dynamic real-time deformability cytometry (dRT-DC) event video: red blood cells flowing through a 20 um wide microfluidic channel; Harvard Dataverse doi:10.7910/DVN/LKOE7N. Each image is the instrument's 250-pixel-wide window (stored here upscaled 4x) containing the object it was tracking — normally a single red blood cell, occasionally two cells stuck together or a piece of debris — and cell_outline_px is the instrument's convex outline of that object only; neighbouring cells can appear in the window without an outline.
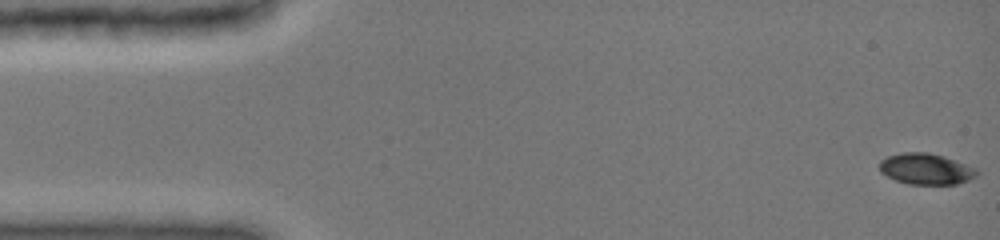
{"species": "common noctule bat (a hibernating species)", "species_latin": "Nyctalus noctula", "temperature_condition": "cold", "stored_images_in_passage": 48, "camera_frame_rate_fps": 3000, "um_per_image_px": 0.085, "animal": {"sex": "female", "body_mass_g": 19.0, "forearm_length_mm": 51.5}, "frame": {"image": 1, "passage_image": 1, "time_ms": 0.0, "image_size_px": [1000, 240], "cell_outline_px": [[980, 172], [976, 176], [968, 180], [956, 184], [908, 184], [896, 180], [880, 172], [880, 160], [888, 156], [904, 152], [928, 152], [944, 156], [976, 168]], "centroid_in_image_um": [78.72, 14.35], "position_along_channel_um": 6.3, "area_um2": 17.57}}
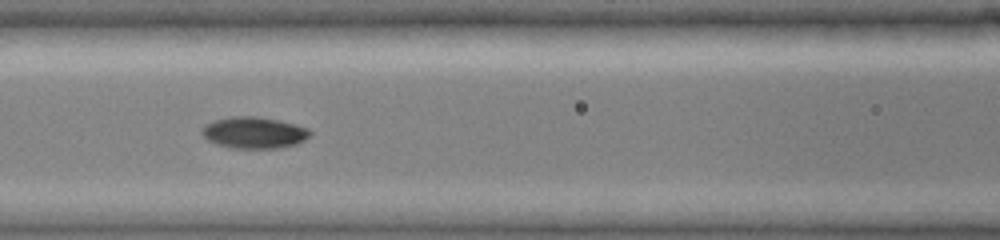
{"frame": {"image": 2, "passage_image": 21, "time_ms": 6.667, "image_size_px": [1000, 240], "cell_outline_px": [[312, 132], [304, 140], [296, 144], [280, 148], [236, 148], [216, 144], [208, 140], [200, 132], [204, 124], [216, 120], [232, 116], [256, 116], [280, 120], [296, 124], [308, 128]], "centroid_in_image_um": [21.6, 11.26], "position_along_channel_um": 145.0, "area_um2": 19.88}}
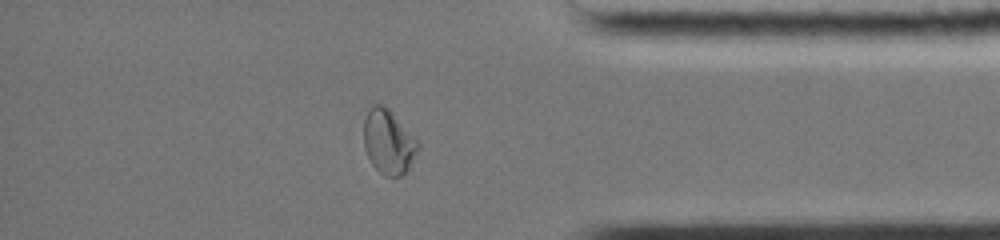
{"frame": {"image": 3, "passage_image": 41, "time_ms": 13.333, "image_size_px": [1000, 240], "cell_outline_px": [[420, 148], [408, 168], [400, 176], [384, 176], [372, 164], [364, 148], [364, 120], [368, 108], [372, 104], [384, 104], [388, 108], [420, 144]], "centroid_in_image_um": [33.0, 12.04], "position_along_channel_um": 402.2, "area_um2": 20.17}, "authors_computed_cell_mechanics": {"area_um2": 18.9584, "velocity_mm_per_s": 3.9922, "shape_relaxation_time_tau1_ms": 9.5901, "shape_relaxation_time_tau2_ms": 2.916, "deformation_change_tau1": 0.2279, "deformation_change_tau2": 0.0474}}